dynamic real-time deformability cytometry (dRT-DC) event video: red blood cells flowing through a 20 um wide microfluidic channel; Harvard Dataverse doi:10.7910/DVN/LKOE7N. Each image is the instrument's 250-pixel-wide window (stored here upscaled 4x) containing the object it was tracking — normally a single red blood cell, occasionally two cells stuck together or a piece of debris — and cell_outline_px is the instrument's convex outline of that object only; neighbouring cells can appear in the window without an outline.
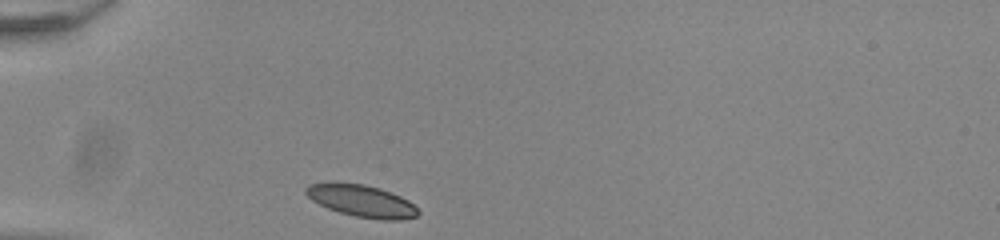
{"species": "common noctule bat (a hibernating species)", "species_latin": "Nyctalus noctula", "temperature_condition": "room temperature", "stored_images_in_passage": 30, "camera_frame_rate_fps": 3000, "um_per_image_px": 0.085, "animal": {"sex": "male", "body_mass_g": 20.0, "forearm_length_mm": 53.3}, "frame": {"image": 1, "passage_image": 1, "time_ms": 0.0, "image_size_px": [1000, 240], "cell_outline_px": [[420, 212], [416, 216], [400, 220], [380, 220], [356, 216], [340, 212], [328, 208], [312, 200], [304, 192], [304, 188], [308, 184], [336, 180], [364, 184], [380, 188], [392, 192], [408, 200]], "centroid_in_image_um": [30.69, 17.03], "position_along_channel_um": 54.3, "area_um2": 21.33}}
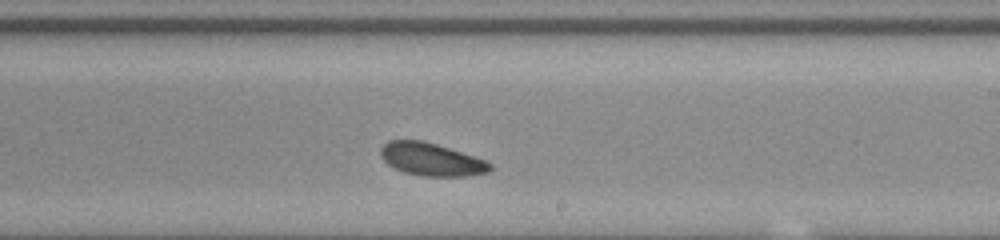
{"frame": {"image": 2, "passage_image": 18, "time_ms": 5.667, "image_size_px": [1000, 240], "cell_outline_px": [[492, 168], [488, 172], [464, 176], [420, 176], [404, 172], [388, 164], [380, 156], [380, 148], [388, 140], [424, 140], [484, 160], [492, 164]], "centroid_in_image_um": [36.62, 13.54], "position_along_channel_um": 252.4, "area_um2": 20.69}}
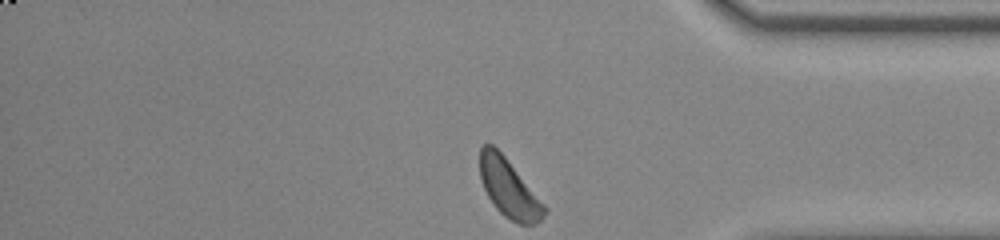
{"frame": {"image": 3, "passage_image": 30, "time_ms": 9.667, "image_size_px": [1000, 240], "cell_outline_px": [[548, 212], [536, 224], [520, 224], [504, 216], [496, 208], [488, 196], [480, 180], [480, 148], [484, 144], [492, 144], [504, 156], [548, 208]], "centroid_in_image_um": [43.26, 16.02], "position_along_channel_um": 391.9, "area_um2": 21.62}, "authors_computed_cell_mechanics": {"area_um2": 21.2126, "velocity_mm_per_s": 3.8258, "shape_relaxation_time_tau1_ms": 1.4276, "shape_relaxation_time_tau2_ms": null, "deformation_change_tau1": 0.0555, "deformation_change_tau2": null}}